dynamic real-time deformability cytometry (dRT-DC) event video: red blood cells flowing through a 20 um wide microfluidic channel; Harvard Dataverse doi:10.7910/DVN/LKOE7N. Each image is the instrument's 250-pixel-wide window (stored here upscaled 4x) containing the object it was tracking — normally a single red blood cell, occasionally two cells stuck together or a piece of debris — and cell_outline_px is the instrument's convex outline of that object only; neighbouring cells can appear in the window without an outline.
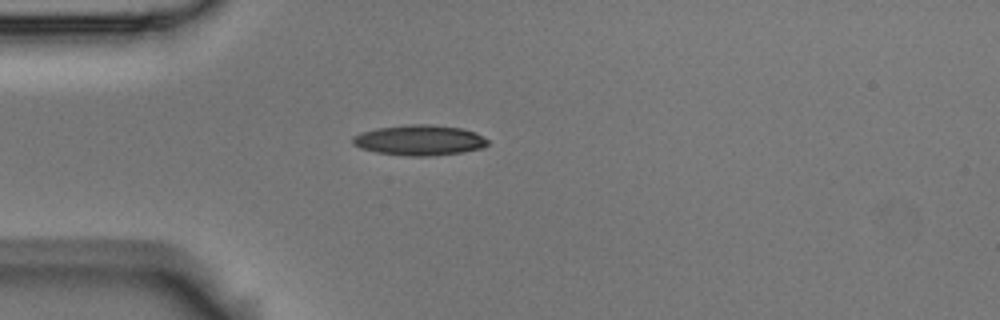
{"species": "Egyptian fruit bat (a non-hibernating species)", "species_latin": "Rousettus aegyptiacus", "temperature_condition": "room temperature", "stored_images_in_passage": 46, "camera_frame_rate_fps": 3000, "um_per_image_px": 0.085, "animal": {"sex": "male"}, "frame": {"image": 1, "passage_image": 7, "time_ms": 2.0, "image_size_px": [1000, 320], "cell_outline_px": [[488, 144], [484, 148], [464, 152], [436, 156], [404, 156], [376, 152], [360, 148], [352, 144], [352, 136], [360, 132], [376, 128], [412, 124], [428, 124], [460, 128], [476, 132], [488, 140]], "centroid_in_image_um": [35.65, 11.93], "position_along_channel_um": 49.4, "area_um2": 24.22}}
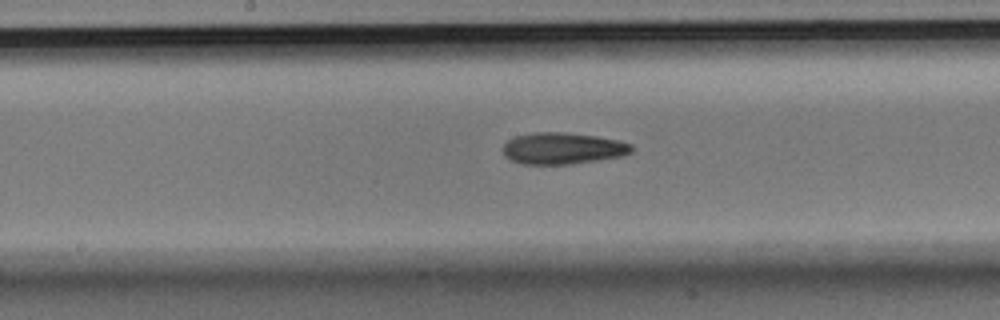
{"frame": {"image": 2, "passage_image": 20, "time_ms": 6.333, "image_size_px": [1000, 320], "cell_outline_px": [[632, 152], [624, 156], [572, 164], [524, 164], [512, 160], [504, 156], [504, 144], [508, 140], [516, 136], [536, 132], [564, 132], [596, 136], [620, 140], [632, 144]], "centroid_in_image_um": [47.87, 12.61], "position_along_channel_um": 200.3, "area_um2": 23.7}}
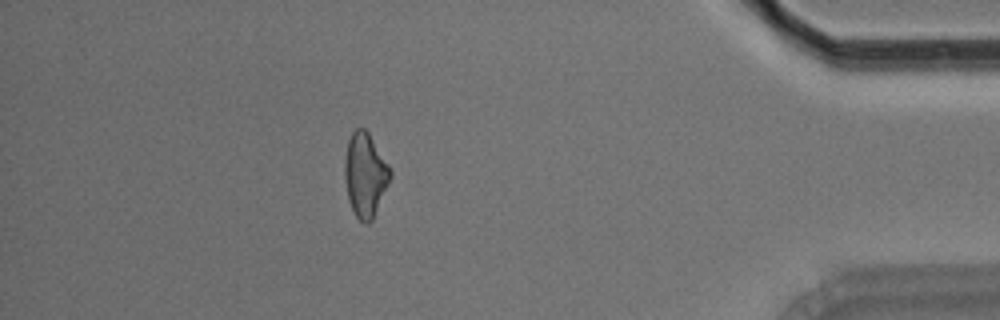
{"frame": {"image": 3, "passage_image": 40, "time_ms": 13.0, "image_size_px": [1000, 320], "cell_outline_px": [[392, 176], [372, 220], [368, 224], [364, 224], [356, 216], [348, 200], [344, 176], [344, 160], [348, 140], [352, 132], [356, 128], [364, 128], [368, 132], [392, 168]], "centroid_in_image_um": [31.05, 14.85], "position_along_channel_um": 404.2, "area_um2": 22.48}, "authors_computed_cell_mechanics": {"area_um2": 22.831, "velocity_mm_per_s": 3.7323, "shape_relaxation_time_tau1_ms": 6.0636, "shape_relaxation_time_tau2_ms": null, "deformation_change_tau1": 0.18, "deformation_change_tau2": null}}